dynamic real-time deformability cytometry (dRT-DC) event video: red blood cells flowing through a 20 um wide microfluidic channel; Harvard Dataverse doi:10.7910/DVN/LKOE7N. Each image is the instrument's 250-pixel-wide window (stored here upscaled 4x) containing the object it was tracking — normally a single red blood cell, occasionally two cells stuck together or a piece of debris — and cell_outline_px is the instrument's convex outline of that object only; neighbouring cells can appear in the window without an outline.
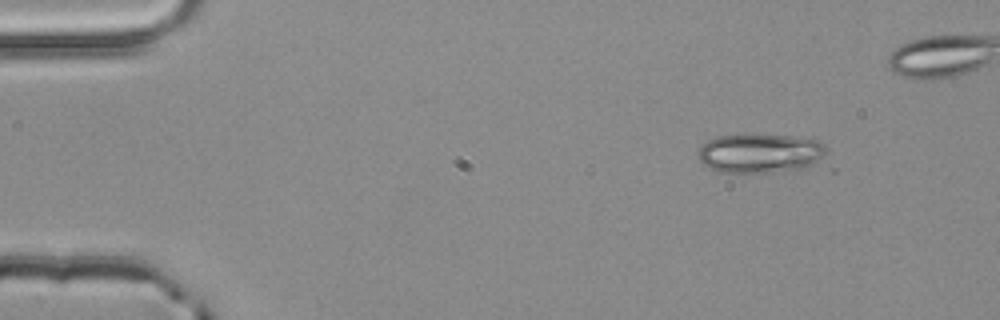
{"species": "common noctule bat (a hibernating species)", "species_latin": "Nyctalus noctula", "temperature_condition": "room temperature", "stored_images_in_passage": 5, "camera_frame_rate_fps": 3000, "um_per_image_px": 0.085, "animal": {"sex": "male", "body_mass_g": 20.4}, "frame": {"image": 1, "passage_image": 5, "time_ms": 1.333, "image_size_px": [1000, 320], "cell_outline_px": [[836, 172], [716, 172], [704, 164], [696, 156], [700, 144], [716, 136], [756, 132], [792, 136], [816, 140], [824, 144], [836, 168]], "centroid_in_image_um": [65.02, 13.09], "position_along_channel_um": 20.0, "area_um2": 33.18}}